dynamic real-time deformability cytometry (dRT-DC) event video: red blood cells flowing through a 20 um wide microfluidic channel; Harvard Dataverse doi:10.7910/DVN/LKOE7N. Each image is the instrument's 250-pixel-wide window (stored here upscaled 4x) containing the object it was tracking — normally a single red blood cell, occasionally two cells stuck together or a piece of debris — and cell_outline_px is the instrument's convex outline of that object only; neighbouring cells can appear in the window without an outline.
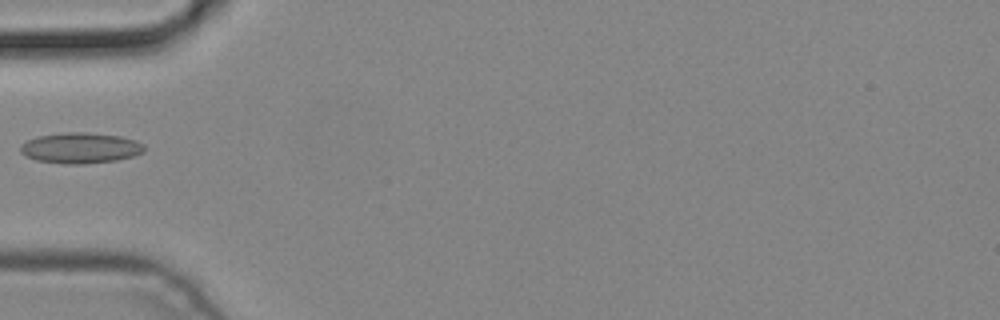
{"species": "common noctule bat (a hibernating species)", "species_latin": "Nyctalus noctula", "temperature_condition": "cold", "stored_images_in_passage": 5, "camera_frame_rate_fps": 3000, "um_per_image_px": 0.085, "animal": {"sex": "male", "body_mass_g": 19.2, "forearm_length_mm": 51.8}, "frame": {"image": 1, "passage_image": 5, "time_ms": 1.333, "image_size_px": [1000, 320], "cell_outline_px": [[144, 152], [132, 156], [116, 160], [84, 164], [64, 164], [36, 160], [20, 152], [20, 144], [28, 140], [40, 136], [64, 132], [84, 132], [120, 136], [136, 140], [144, 144]], "centroid_in_image_um": [6.85, 12.58], "position_along_channel_um": 78.2, "area_um2": 22.08}}